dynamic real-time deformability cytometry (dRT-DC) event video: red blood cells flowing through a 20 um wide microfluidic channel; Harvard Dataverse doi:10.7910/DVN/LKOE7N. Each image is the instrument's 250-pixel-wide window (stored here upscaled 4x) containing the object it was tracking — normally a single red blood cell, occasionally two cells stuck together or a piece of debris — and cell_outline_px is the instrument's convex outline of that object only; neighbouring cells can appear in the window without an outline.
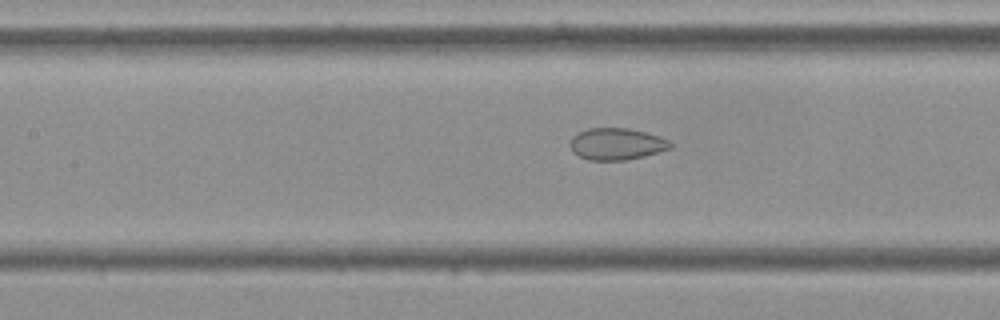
{"species": "Egyptian fruit bat (a non-hibernating species)", "species_latin": "Rousettus aegyptiacus", "temperature_condition": "cold", "stored_images_in_passage": 54, "camera_frame_rate_fps": 3000, "um_per_image_px": 0.085, "frame": {"image": 1, "passage_image": 24, "time_ms": 7.667, "image_size_px": [1000, 320], "cell_outline_px": [[672, 148], [644, 156], [628, 160], [588, 160], [572, 152], [568, 144], [572, 136], [588, 128], [628, 128], [660, 136], [668, 140], [672, 144]], "centroid_in_image_um": [52.39, 12.24], "position_along_channel_um": 155.0, "area_um2": 18.67}}
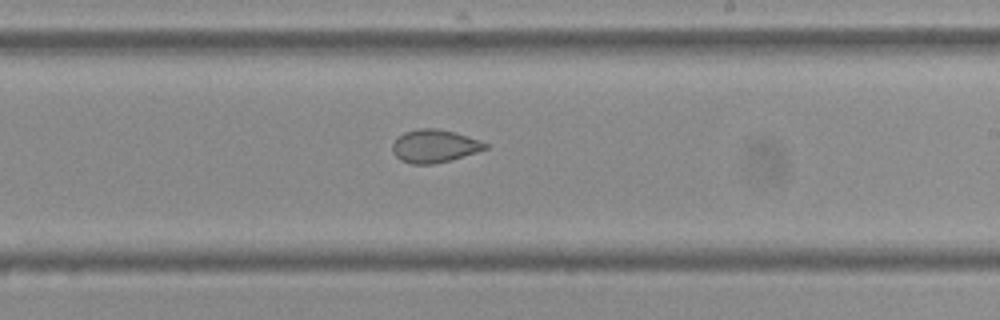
{"frame": {"image": 2, "passage_image": 32, "time_ms": 10.333, "image_size_px": [1000, 320], "cell_outline_px": [[488, 148], [452, 160], [432, 164], [412, 164], [400, 160], [392, 152], [392, 144], [396, 136], [404, 132], [420, 128], [436, 128], [452, 132], [480, 140], [488, 144]], "centroid_in_image_um": [36.89, 12.42], "position_along_channel_um": 252.1, "area_um2": 17.86}}
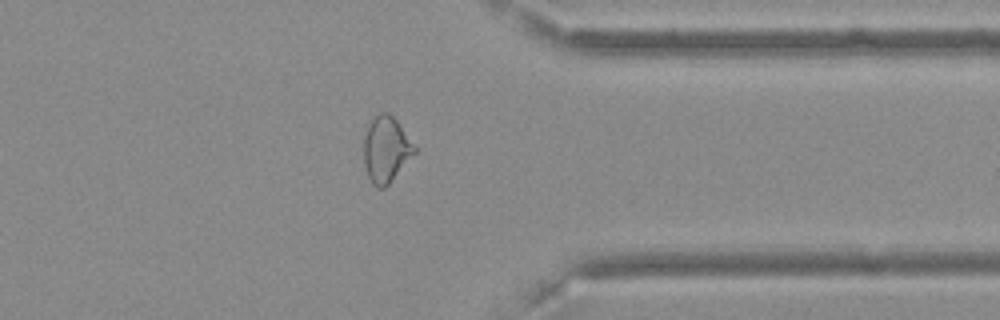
{"frame": {"image": 3, "passage_image": 43, "time_ms": 14.0, "image_size_px": [1000, 320], "cell_outline_px": [[416, 152], [388, 184], [384, 188], [376, 188], [372, 184], [368, 176], [364, 164], [364, 140], [368, 124], [380, 112], [388, 112], [400, 124], [416, 148]], "centroid_in_image_um": [32.8, 12.7], "position_along_channel_um": 378.6, "area_um2": 19.25}, "authors_computed_cell_mechanics": {"area_um2": 21.097, "velocity_mm_per_s": 3.6489, "shape_relaxation_time_tau1_ms": null, "shape_relaxation_time_tau2_ms": 1.6838, "deformation_change_tau1": null, "deformation_change_tau2": 0.062}}